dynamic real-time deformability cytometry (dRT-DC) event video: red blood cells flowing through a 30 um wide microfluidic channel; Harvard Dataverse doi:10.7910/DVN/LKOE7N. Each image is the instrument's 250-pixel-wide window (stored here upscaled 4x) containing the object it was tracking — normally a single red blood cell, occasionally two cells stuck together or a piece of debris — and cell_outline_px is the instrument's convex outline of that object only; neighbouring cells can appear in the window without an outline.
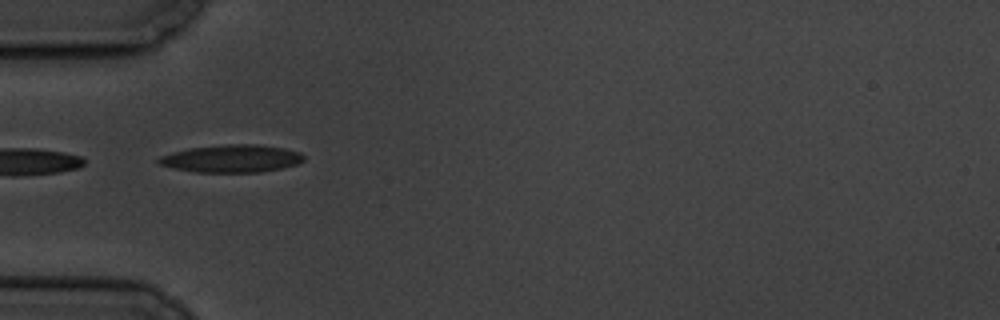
{"species": "common noctule bat (a hibernating species)", "species_latin": "Nyctalus noctula", "temperature_condition": "cold", "stored_images_in_passage": 6, "camera_frame_rate_fps": 3000, "um_per_image_px": 0.085, "animal": {"sex": "male", "body_mass_g": 19.5, "forearm_length_mm": 54.6}, "frame": {"image": 1, "passage_image": 5, "time_ms": 4.667, "image_size_px": [1000, 320], "cell_outline_px": [[304, 160], [296, 164], [280, 168], [260, 172], [196, 172], [176, 168], [160, 164], [156, 160], [160, 156], [172, 152], [188, 148], [224, 144], [256, 144], [284, 148], [300, 152], [304, 156]], "centroid_in_image_um": [19.69, 13.47], "position_along_channel_um": 65.3, "area_um2": 23.24}}